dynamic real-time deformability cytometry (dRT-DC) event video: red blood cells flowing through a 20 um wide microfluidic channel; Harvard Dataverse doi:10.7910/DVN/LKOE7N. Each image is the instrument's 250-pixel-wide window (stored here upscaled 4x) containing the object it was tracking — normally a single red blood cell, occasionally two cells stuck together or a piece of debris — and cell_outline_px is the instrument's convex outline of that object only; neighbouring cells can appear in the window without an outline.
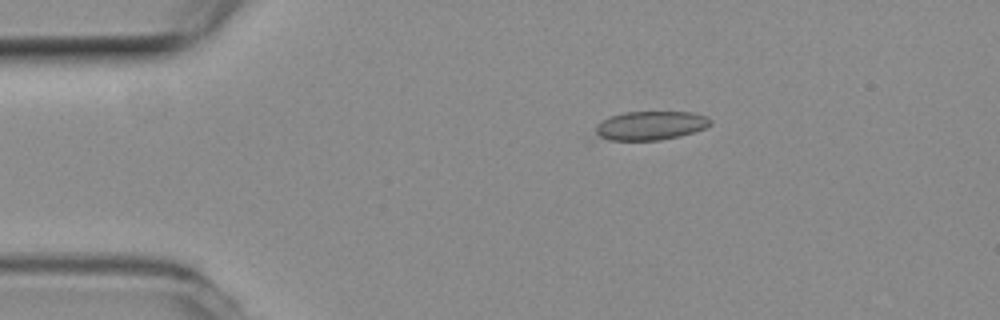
{"species": "common noctule bat (a hibernating species)", "species_latin": "Nyctalus noctula", "temperature_condition": "room temperature", "stored_images_in_passage": 4, "camera_frame_rate_fps": 3000, "um_per_image_px": 0.085, "animal": {"sex": "female", "body_mass_g": 19.3, "forearm_length_mm": 54.1}, "frame": {"image": 1, "passage_image": 1, "time_ms": 0.0, "image_size_px": [1000, 320], "cell_outline_px": [[712, 124], [704, 128], [680, 136], [660, 140], [608, 140], [600, 136], [596, 132], [596, 124], [612, 116], [624, 112], [692, 112], [708, 116], [712, 120]], "centroid_in_image_um": [55.34, 10.67], "position_along_channel_um": 29.7, "area_um2": 19.19}}
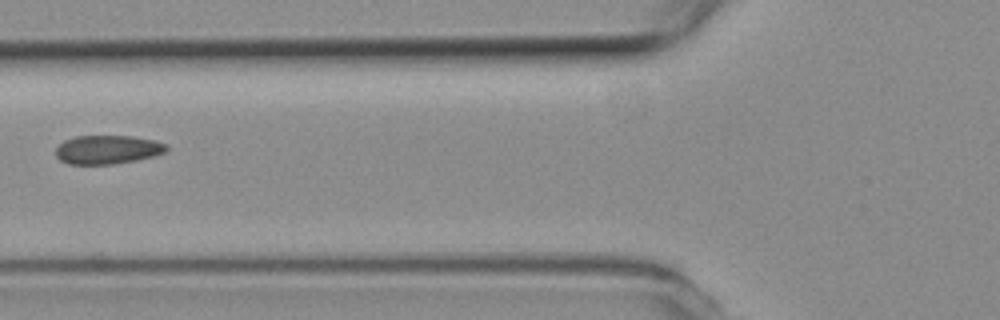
{"frame": {"image": 2, "passage_image": 3, "time_ms": 0.667, "image_size_px": [1000, 320], "cell_outline_px": [[168, 148], [164, 152], [152, 156], [136, 160], [112, 164], [68, 164], [60, 160], [56, 156], [56, 148], [64, 140], [76, 136], [132, 136], [156, 140], [168, 144]], "centroid_in_image_um": [9.14, 12.71], "position_along_channel_um": 116.7, "area_um2": 18.55}}
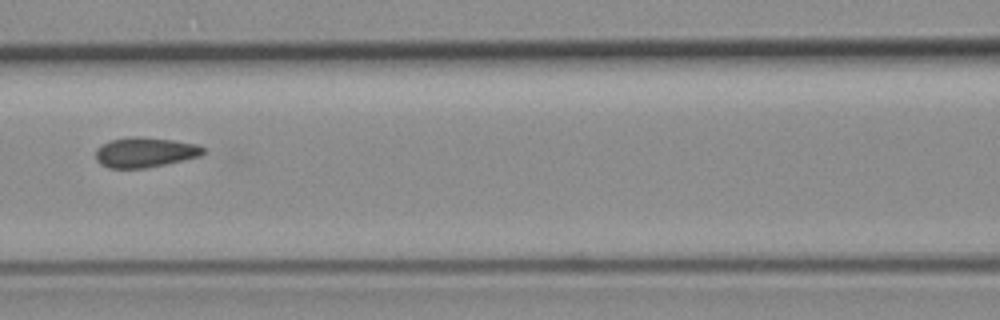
{"frame": {"image": 3, "passage_image": 4, "time_ms": 1.0, "image_size_px": [1000, 320], "cell_outline_px": [[204, 152], [200, 156], [148, 168], [108, 168], [100, 164], [96, 160], [96, 148], [112, 140], [132, 136], [140, 136], [172, 140], [200, 144], [204, 148]], "centroid_in_image_um": [12.33, 12.95], "position_along_channel_um": 154.3, "area_um2": 18.84}}